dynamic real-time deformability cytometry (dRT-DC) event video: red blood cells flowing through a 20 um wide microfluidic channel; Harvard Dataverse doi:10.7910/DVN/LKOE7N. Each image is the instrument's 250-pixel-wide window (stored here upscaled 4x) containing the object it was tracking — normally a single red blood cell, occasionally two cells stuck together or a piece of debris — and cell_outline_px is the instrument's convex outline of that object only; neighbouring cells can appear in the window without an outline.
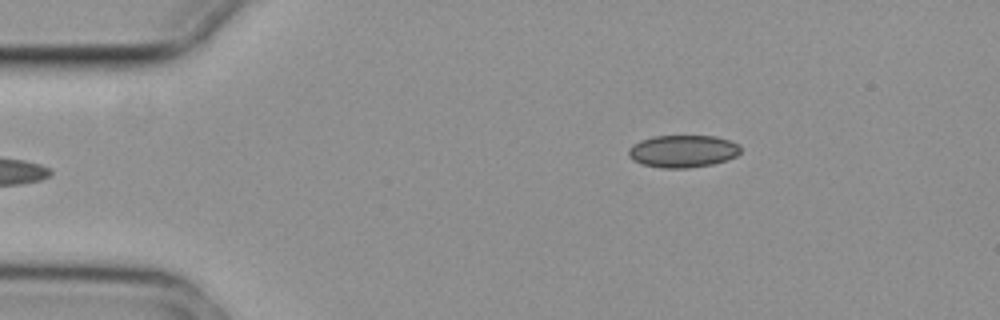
{"species": "common noctule bat (a hibernating species)", "species_latin": "Nyctalus noctula", "temperature_condition": "cold", "stored_images_in_passage": 3, "camera_frame_rate_fps": 3000, "um_per_image_px": 0.085, "animal": {"sex": "female", "body_mass_g": 29.2, "forearm_length_mm": 56.3}, "frame": {"image": 1, "passage_image": 1, "time_ms": 0.0, "image_size_px": [1000, 320], "cell_outline_px": [[740, 152], [736, 156], [728, 160], [712, 164], [688, 168], [660, 168], [640, 164], [632, 160], [628, 156], [628, 148], [632, 144], [640, 140], [652, 136], [716, 136], [740, 144]], "centroid_in_image_um": [58.01, 12.85], "position_along_channel_um": 27.0, "area_um2": 21.44}}
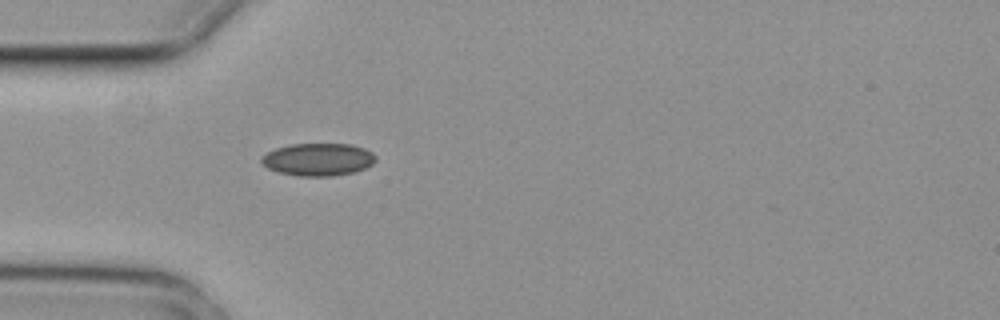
{"frame": {"image": 2, "passage_image": 3, "time_ms": 0.667, "image_size_px": [1000, 320], "cell_outline_px": [[376, 160], [372, 164], [364, 168], [352, 172], [332, 176], [296, 176], [280, 172], [268, 168], [260, 160], [268, 152], [276, 148], [292, 144], [352, 144], [364, 148], [372, 152], [376, 156]], "centroid_in_image_um": [27.07, 13.55], "position_along_channel_um": 57.9, "area_um2": 21.5}}